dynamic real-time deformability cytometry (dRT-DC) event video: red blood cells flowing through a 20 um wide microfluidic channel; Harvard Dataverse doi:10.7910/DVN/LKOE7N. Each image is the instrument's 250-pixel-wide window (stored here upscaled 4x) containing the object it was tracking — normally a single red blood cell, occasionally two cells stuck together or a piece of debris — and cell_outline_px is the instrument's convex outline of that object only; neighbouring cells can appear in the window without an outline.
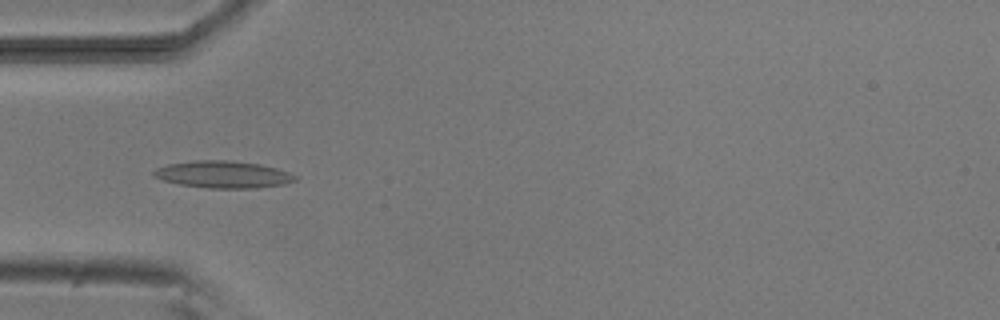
{"species": "common noctule bat (a hibernating species)", "species_latin": "Nyctalus noctula", "temperature_condition": "room temperature", "stored_images_in_passage": 6, "camera_frame_rate_fps": 3000, "um_per_image_px": 0.085, "animal": {"sex": "male", "body_mass_g": 20.5, "forearm_length_mm": 52.5}, "frame": {"image": 1, "passage_image": 4, "time_ms": 4.0, "image_size_px": [1000, 320], "cell_outline_px": [[296, 180], [284, 184], [256, 188], [208, 188], [180, 184], [164, 180], [152, 176], [152, 172], [156, 168], [168, 164], [192, 160], [232, 160], [260, 164], [276, 168], [288, 172], [296, 176]], "centroid_in_image_um": [18.94, 14.82], "position_along_channel_um": 66.1, "area_um2": 22.31}}
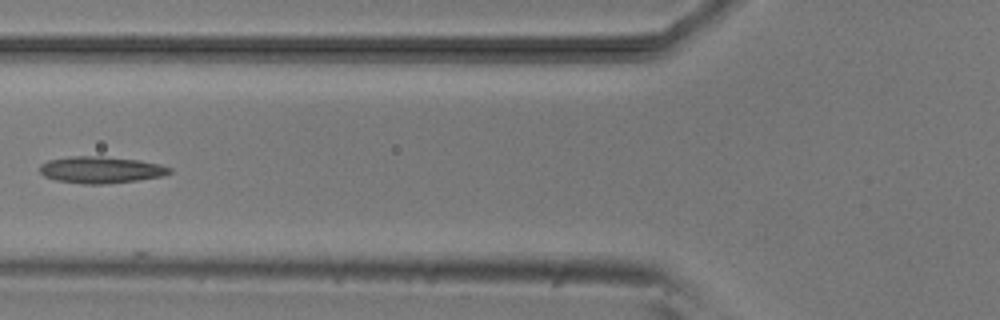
{"frame": {"image": 2, "passage_image": 5, "time_ms": 5.333, "image_size_px": [1000, 320], "cell_outline_px": [[172, 172], [160, 176], [136, 180], [100, 184], [84, 184], [56, 180], [44, 176], [40, 172], [40, 164], [48, 160], [72, 156], [100, 156], [140, 160], [160, 164], [172, 168]], "centroid_in_image_um": [8.56, 14.42], "position_along_channel_um": 117.2, "area_um2": 20.06}}